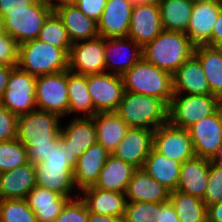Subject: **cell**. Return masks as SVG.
<instances>
[{
    "mask_svg": "<svg viewBox=\"0 0 222 222\" xmlns=\"http://www.w3.org/2000/svg\"><path fill=\"white\" fill-rule=\"evenodd\" d=\"M195 47L185 33L164 29L154 40L142 47V57L173 74L194 55Z\"/></svg>",
    "mask_w": 222,
    "mask_h": 222,
    "instance_id": "2",
    "label": "cell"
},
{
    "mask_svg": "<svg viewBox=\"0 0 222 222\" xmlns=\"http://www.w3.org/2000/svg\"><path fill=\"white\" fill-rule=\"evenodd\" d=\"M92 118L96 127L97 143L112 154L130 127L116 112L97 113Z\"/></svg>",
    "mask_w": 222,
    "mask_h": 222,
    "instance_id": "31",
    "label": "cell"
},
{
    "mask_svg": "<svg viewBox=\"0 0 222 222\" xmlns=\"http://www.w3.org/2000/svg\"><path fill=\"white\" fill-rule=\"evenodd\" d=\"M163 30L158 3L149 2L133 6L128 38L134 40L141 47H144Z\"/></svg>",
    "mask_w": 222,
    "mask_h": 222,
    "instance_id": "16",
    "label": "cell"
},
{
    "mask_svg": "<svg viewBox=\"0 0 222 222\" xmlns=\"http://www.w3.org/2000/svg\"><path fill=\"white\" fill-rule=\"evenodd\" d=\"M132 6L142 5L146 3H158L159 0H127Z\"/></svg>",
    "mask_w": 222,
    "mask_h": 222,
    "instance_id": "52",
    "label": "cell"
},
{
    "mask_svg": "<svg viewBox=\"0 0 222 222\" xmlns=\"http://www.w3.org/2000/svg\"><path fill=\"white\" fill-rule=\"evenodd\" d=\"M16 66H6L3 64H0V99L3 97L5 90L7 89V82L9 79V76L11 74V71Z\"/></svg>",
    "mask_w": 222,
    "mask_h": 222,
    "instance_id": "49",
    "label": "cell"
},
{
    "mask_svg": "<svg viewBox=\"0 0 222 222\" xmlns=\"http://www.w3.org/2000/svg\"><path fill=\"white\" fill-rule=\"evenodd\" d=\"M194 56L202 65L211 94L222 100V49L208 45H197Z\"/></svg>",
    "mask_w": 222,
    "mask_h": 222,
    "instance_id": "32",
    "label": "cell"
},
{
    "mask_svg": "<svg viewBox=\"0 0 222 222\" xmlns=\"http://www.w3.org/2000/svg\"><path fill=\"white\" fill-rule=\"evenodd\" d=\"M156 222H180L179 217L170 201L158 203Z\"/></svg>",
    "mask_w": 222,
    "mask_h": 222,
    "instance_id": "46",
    "label": "cell"
},
{
    "mask_svg": "<svg viewBox=\"0 0 222 222\" xmlns=\"http://www.w3.org/2000/svg\"><path fill=\"white\" fill-rule=\"evenodd\" d=\"M67 88L69 97L68 115L81 112L82 117L94 116V104L87 89V75L67 70Z\"/></svg>",
    "mask_w": 222,
    "mask_h": 222,
    "instance_id": "33",
    "label": "cell"
},
{
    "mask_svg": "<svg viewBox=\"0 0 222 222\" xmlns=\"http://www.w3.org/2000/svg\"><path fill=\"white\" fill-rule=\"evenodd\" d=\"M158 5L163 29L186 33L193 4L187 0H159Z\"/></svg>",
    "mask_w": 222,
    "mask_h": 222,
    "instance_id": "34",
    "label": "cell"
},
{
    "mask_svg": "<svg viewBox=\"0 0 222 222\" xmlns=\"http://www.w3.org/2000/svg\"><path fill=\"white\" fill-rule=\"evenodd\" d=\"M87 89L94 104V115L116 112L125 91L122 76L106 72L87 75Z\"/></svg>",
    "mask_w": 222,
    "mask_h": 222,
    "instance_id": "12",
    "label": "cell"
},
{
    "mask_svg": "<svg viewBox=\"0 0 222 222\" xmlns=\"http://www.w3.org/2000/svg\"><path fill=\"white\" fill-rule=\"evenodd\" d=\"M221 107V99L214 95L174 93L168 106V122L188 129L198 121L214 114Z\"/></svg>",
    "mask_w": 222,
    "mask_h": 222,
    "instance_id": "7",
    "label": "cell"
},
{
    "mask_svg": "<svg viewBox=\"0 0 222 222\" xmlns=\"http://www.w3.org/2000/svg\"><path fill=\"white\" fill-rule=\"evenodd\" d=\"M68 70L83 75L106 72L104 37L73 43L68 55Z\"/></svg>",
    "mask_w": 222,
    "mask_h": 222,
    "instance_id": "13",
    "label": "cell"
},
{
    "mask_svg": "<svg viewBox=\"0 0 222 222\" xmlns=\"http://www.w3.org/2000/svg\"><path fill=\"white\" fill-rule=\"evenodd\" d=\"M153 148L169 159L184 163L195 157L188 129H181L169 122L154 130Z\"/></svg>",
    "mask_w": 222,
    "mask_h": 222,
    "instance_id": "15",
    "label": "cell"
},
{
    "mask_svg": "<svg viewBox=\"0 0 222 222\" xmlns=\"http://www.w3.org/2000/svg\"><path fill=\"white\" fill-rule=\"evenodd\" d=\"M158 203L127 201L123 222H156Z\"/></svg>",
    "mask_w": 222,
    "mask_h": 222,
    "instance_id": "39",
    "label": "cell"
},
{
    "mask_svg": "<svg viewBox=\"0 0 222 222\" xmlns=\"http://www.w3.org/2000/svg\"><path fill=\"white\" fill-rule=\"evenodd\" d=\"M89 216L85 202L80 198L69 199L64 205L60 215L54 222H87Z\"/></svg>",
    "mask_w": 222,
    "mask_h": 222,
    "instance_id": "41",
    "label": "cell"
},
{
    "mask_svg": "<svg viewBox=\"0 0 222 222\" xmlns=\"http://www.w3.org/2000/svg\"><path fill=\"white\" fill-rule=\"evenodd\" d=\"M25 199L35 213L37 222H54L69 200L68 197L40 186H35Z\"/></svg>",
    "mask_w": 222,
    "mask_h": 222,
    "instance_id": "28",
    "label": "cell"
},
{
    "mask_svg": "<svg viewBox=\"0 0 222 222\" xmlns=\"http://www.w3.org/2000/svg\"><path fill=\"white\" fill-rule=\"evenodd\" d=\"M211 47L222 49V8L219 11L217 21L213 26Z\"/></svg>",
    "mask_w": 222,
    "mask_h": 222,
    "instance_id": "47",
    "label": "cell"
},
{
    "mask_svg": "<svg viewBox=\"0 0 222 222\" xmlns=\"http://www.w3.org/2000/svg\"><path fill=\"white\" fill-rule=\"evenodd\" d=\"M212 161L222 165V144H221V147L218 151V154L215 156V158Z\"/></svg>",
    "mask_w": 222,
    "mask_h": 222,
    "instance_id": "53",
    "label": "cell"
},
{
    "mask_svg": "<svg viewBox=\"0 0 222 222\" xmlns=\"http://www.w3.org/2000/svg\"><path fill=\"white\" fill-rule=\"evenodd\" d=\"M19 45L5 30L0 28V64L18 65Z\"/></svg>",
    "mask_w": 222,
    "mask_h": 222,
    "instance_id": "42",
    "label": "cell"
},
{
    "mask_svg": "<svg viewBox=\"0 0 222 222\" xmlns=\"http://www.w3.org/2000/svg\"><path fill=\"white\" fill-rule=\"evenodd\" d=\"M53 11L45 0H37L28 6L27 10L7 12L0 19V28L21 45L37 39L45 20Z\"/></svg>",
    "mask_w": 222,
    "mask_h": 222,
    "instance_id": "8",
    "label": "cell"
},
{
    "mask_svg": "<svg viewBox=\"0 0 222 222\" xmlns=\"http://www.w3.org/2000/svg\"><path fill=\"white\" fill-rule=\"evenodd\" d=\"M45 2L53 9H57L62 5L75 4L77 0H45Z\"/></svg>",
    "mask_w": 222,
    "mask_h": 222,
    "instance_id": "51",
    "label": "cell"
},
{
    "mask_svg": "<svg viewBox=\"0 0 222 222\" xmlns=\"http://www.w3.org/2000/svg\"><path fill=\"white\" fill-rule=\"evenodd\" d=\"M187 1H189V2L192 3V4H195V3H197V2H199V1H201V0H187Z\"/></svg>",
    "mask_w": 222,
    "mask_h": 222,
    "instance_id": "54",
    "label": "cell"
},
{
    "mask_svg": "<svg viewBox=\"0 0 222 222\" xmlns=\"http://www.w3.org/2000/svg\"><path fill=\"white\" fill-rule=\"evenodd\" d=\"M60 120L58 115L39 109L18 116L17 139L27 149L29 162L36 164L48 159L59 143Z\"/></svg>",
    "mask_w": 222,
    "mask_h": 222,
    "instance_id": "1",
    "label": "cell"
},
{
    "mask_svg": "<svg viewBox=\"0 0 222 222\" xmlns=\"http://www.w3.org/2000/svg\"><path fill=\"white\" fill-rule=\"evenodd\" d=\"M109 155L101 144L96 143L77 159L73 177L79 192L86 187L94 186Z\"/></svg>",
    "mask_w": 222,
    "mask_h": 222,
    "instance_id": "21",
    "label": "cell"
},
{
    "mask_svg": "<svg viewBox=\"0 0 222 222\" xmlns=\"http://www.w3.org/2000/svg\"><path fill=\"white\" fill-rule=\"evenodd\" d=\"M196 157L213 160L222 144V106L188 128Z\"/></svg>",
    "mask_w": 222,
    "mask_h": 222,
    "instance_id": "14",
    "label": "cell"
},
{
    "mask_svg": "<svg viewBox=\"0 0 222 222\" xmlns=\"http://www.w3.org/2000/svg\"><path fill=\"white\" fill-rule=\"evenodd\" d=\"M35 186V166L28 161L11 171L0 173V200L25 199Z\"/></svg>",
    "mask_w": 222,
    "mask_h": 222,
    "instance_id": "22",
    "label": "cell"
},
{
    "mask_svg": "<svg viewBox=\"0 0 222 222\" xmlns=\"http://www.w3.org/2000/svg\"><path fill=\"white\" fill-rule=\"evenodd\" d=\"M221 8L222 3L214 0H201L193 4L185 34L196 46L212 45V30Z\"/></svg>",
    "mask_w": 222,
    "mask_h": 222,
    "instance_id": "18",
    "label": "cell"
},
{
    "mask_svg": "<svg viewBox=\"0 0 222 222\" xmlns=\"http://www.w3.org/2000/svg\"><path fill=\"white\" fill-rule=\"evenodd\" d=\"M106 73L122 76L142 58V47L128 37L104 38Z\"/></svg>",
    "mask_w": 222,
    "mask_h": 222,
    "instance_id": "17",
    "label": "cell"
},
{
    "mask_svg": "<svg viewBox=\"0 0 222 222\" xmlns=\"http://www.w3.org/2000/svg\"><path fill=\"white\" fill-rule=\"evenodd\" d=\"M37 39L54 47L61 48L69 55L72 42L68 37L63 21L55 11L45 20Z\"/></svg>",
    "mask_w": 222,
    "mask_h": 222,
    "instance_id": "36",
    "label": "cell"
},
{
    "mask_svg": "<svg viewBox=\"0 0 222 222\" xmlns=\"http://www.w3.org/2000/svg\"><path fill=\"white\" fill-rule=\"evenodd\" d=\"M35 96L36 76L30 75L16 66L11 71L7 89L0 99V104L18 117L37 109Z\"/></svg>",
    "mask_w": 222,
    "mask_h": 222,
    "instance_id": "9",
    "label": "cell"
},
{
    "mask_svg": "<svg viewBox=\"0 0 222 222\" xmlns=\"http://www.w3.org/2000/svg\"><path fill=\"white\" fill-rule=\"evenodd\" d=\"M59 142L65 149L68 163L74 168L77 159L97 143L96 127L92 117L74 116L61 127Z\"/></svg>",
    "mask_w": 222,
    "mask_h": 222,
    "instance_id": "11",
    "label": "cell"
},
{
    "mask_svg": "<svg viewBox=\"0 0 222 222\" xmlns=\"http://www.w3.org/2000/svg\"><path fill=\"white\" fill-rule=\"evenodd\" d=\"M0 222H37L26 199L0 200Z\"/></svg>",
    "mask_w": 222,
    "mask_h": 222,
    "instance_id": "38",
    "label": "cell"
},
{
    "mask_svg": "<svg viewBox=\"0 0 222 222\" xmlns=\"http://www.w3.org/2000/svg\"><path fill=\"white\" fill-rule=\"evenodd\" d=\"M37 0H0V19L7 12H18L27 10V7Z\"/></svg>",
    "mask_w": 222,
    "mask_h": 222,
    "instance_id": "45",
    "label": "cell"
},
{
    "mask_svg": "<svg viewBox=\"0 0 222 222\" xmlns=\"http://www.w3.org/2000/svg\"><path fill=\"white\" fill-rule=\"evenodd\" d=\"M174 93L209 95L208 80L200 61L193 55L173 73Z\"/></svg>",
    "mask_w": 222,
    "mask_h": 222,
    "instance_id": "23",
    "label": "cell"
},
{
    "mask_svg": "<svg viewBox=\"0 0 222 222\" xmlns=\"http://www.w3.org/2000/svg\"><path fill=\"white\" fill-rule=\"evenodd\" d=\"M154 130L129 128L112 155L136 169L143 168L144 162L153 148Z\"/></svg>",
    "mask_w": 222,
    "mask_h": 222,
    "instance_id": "19",
    "label": "cell"
},
{
    "mask_svg": "<svg viewBox=\"0 0 222 222\" xmlns=\"http://www.w3.org/2000/svg\"><path fill=\"white\" fill-rule=\"evenodd\" d=\"M169 201L180 222H207V206L203 200L175 190L170 192Z\"/></svg>",
    "mask_w": 222,
    "mask_h": 222,
    "instance_id": "35",
    "label": "cell"
},
{
    "mask_svg": "<svg viewBox=\"0 0 222 222\" xmlns=\"http://www.w3.org/2000/svg\"><path fill=\"white\" fill-rule=\"evenodd\" d=\"M210 163V159L196 156L182 163L176 190L203 200L208 183Z\"/></svg>",
    "mask_w": 222,
    "mask_h": 222,
    "instance_id": "25",
    "label": "cell"
},
{
    "mask_svg": "<svg viewBox=\"0 0 222 222\" xmlns=\"http://www.w3.org/2000/svg\"><path fill=\"white\" fill-rule=\"evenodd\" d=\"M220 201H222V165L211 160L203 202L209 206Z\"/></svg>",
    "mask_w": 222,
    "mask_h": 222,
    "instance_id": "40",
    "label": "cell"
},
{
    "mask_svg": "<svg viewBox=\"0 0 222 222\" xmlns=\"http://www.w3.org/2000/svg\"><path fill=\"white\" fill-rule=\"evenodd\" d=\"M107 0H77L75 5L88 18L99 21L103 13Z\"/></svg>",
    "mask_w": 222,
    "mask_h": 222,
    "instance_id": "44",
    "label": "cell"
},
{
    "mask_svg": "<svg viewBox=\"0 0 222 222\" xmlns=\"http://www.w3.org/2000/svg\"><path fill=\"white\" fill-rule=\"evenodd\" d=\"M181 164L180 161L169 159L152 148L142 169L172 192L178 186Z\"/></svg>",
    "mask_w": 222,
    "mask_h": 222,
    "instance_id": "30",
    "label": "cell"
},
{
    "mask_svg": "<svg viewBox=\"0 0 222 222\" xmlns=\"http://www.w3.org/2000/svg\"><path fill=\"white\" fill-rule=\"evenodd\" d=\"M207 222H222V201L207 206Z\"/></svg>",
    "mask_w": 222,
    "mask_h": 222,
    "instance_id": "48",
    "label": "cell"
},
{
    "mask_svg": "<svg viewBox=\"0 0 222 222\" xmlns=\"http://www.w3.org/2000/svg\"><path fill=\"white\" fill-rule=\"evenodd\" d=\"M124 90L161 99L169 106L174 95L173 74L143 57L122 75Z\"/></svg>",
    "mask_w": 222,
    "mask_h": 222,
    "instance_id": "4",
    "label": "cell"
},
{
    "mask_svg": "<svg viewBox=\"0 0 222 222\" xmlns=\"http://www.w3.org/2000/svg\"><path fill=\"white\" fill-rule=\"evenodd\" d=\"M88 211L123 218L127 205L125 193L86 187L79 192Z\"/></svg>",
    "mask_w": 222,
    "mask_h": 222,
    "instance_id": "24",
    "label": "cell"
},
{
    "mask_svg": "<svg viewBox=\"0 0 222 222\" xmlns=\"http://www.w3.org/2000/svg\"><path fill=\"white\" fill-rule=\"evenodd\" d=\"M125 196L131 202L160 203L169 201L170 191L140 168L134 171Z\"/></svg>",
    "mask_w": 222,
    "mask_h": 222,
    "instance_id": "26",
    "label": "cell"
},
{
    "mask_svg": "<svg viewBox=\"0 0 222 222\" xmlns=\"http://www.w3.org/2000/svg\"><path fill=\"white\" fill-rule=\"evenodd\" d=\"M27 162V149L17 138L0 142V173L11 171Z\"/></svg>",
    "mask_w": 222,
    "mask_h": 222,
    "instance_id": "37",
    "label": "cell"
},
{
    "mask_svg": "<svg viewBox=\"0 0 222 222\" xmlns=\"http://www.w3.org/2000/svg\"><path fill=\"white\" fill-rule=\"evenodd\" d=\"M65 155V149L59 142L48 155V159L34 164L36 186L72 199L78 197L79 193L73 194L77 189L74 184V168L68 163Z\"/></svg>",
    "mask_w": 222,
    "mask_h": 222,
    "instance_id": "6",
    "label": "cell"
},
{
    "mask_svg": "<svg viewBox=\"0 0 222 222\" xmlns=\"http://www.w3.org/2000/svg\"><path fill=\"white\" fill-rule=\"evenodd\" d=\"M17 66L36 77L58 73L68 70V54L61 48L34 39L19 45Z\"/></svg>",
    "mask_w": 222,
    "mask_h": 222,
    "instance_id": "5",
    "label": "cell"
},
{
    "mask_svg": "<svg viewBox=\"0 0 222 222\" xmlns=\"http://www.w3.org/2000/svg\"><path fill=\"white\" fill-rule=\"evenodd\" d=\"M87 222H123V218L89 212Z\"/></svg>",
    "mask_w": 222,
    "mask_h": 222,
    "instance_id": "50",
    "label": "cell"
},
{
    "mask_svg": "<svg viewBox=\"0 0 222 222\" xmlns=\"http://www.w3.org/2000/svg\"><path fill=\"white\" fill-rule=\"evenodd\" d=\"M133 6L127 0H107L97 22L100 37H127Z\"/></svg>",
    "mask_w": 222,
    "mask_h": 222,
    "instance_id": "20",
    "label": "cell"
},
{
    "mask_svg": "<svg viewBox=\"0 0 222 222\" xmlns=\"http://www.w3.org/2000/svg\"><path fill=\"white\" fill-rule=\"evenodd\" d=\"M135 170L130 164L110 154L94 187L125 193Z\"/></svg>",
    "mask_w": 222,
    "mask_h": 222,
    "instance_id": "29",
    "label": "cell"
},
{
    "mask_svg": "<svg viewBox=\"0 0 222 222\" xmlns=\"http://www.w3.org/2000/svg\"><path fill=\"white\" fill-rule=\"evenodd\" d=\"M116 113L130 128L156 130L168 122V106L159 98L124 91Z\"/></svg>",
    "mask_w": 222,
    "mask_h": 222,
    "instance_id": "3",
    "label": "cell"
},
{
    "mask_svg": "<svg viewBox=\"0 0 222 222\" xmlns=\"http://www.w3.org/2000/svg\"><path fill=\"white\" fill-rule=\"evenodd\" d=\"M54 11L63 21L72 44L99 37L97 22L88 18L75 4L62 5Z\"/></svg>",
    "mask_w": 222,
    "mask_h": 222,
    "instance_id": "27",
    "label": "cell"
},
{
    "mask_svg": "<svg viewBox=\"0 0 222 222\" xmlns=\"http://www.w3.org/2000/svg\"><path fill=\"white\" fill-rule=\"evenodd\" d=\"M36 107L58 115H68L67 70L36 77Z\"/></svg>",
    "mask_w": 222,
    "mask_h": 222,
    "instance_id": "10",
    "label": "cell"
},
{
    "mask_svg": "<svg viewBox=\"0 0 222 222\" xmlns=\"http://www.w3.org/2000/svg\"><path fill=\"white\" fill-rule=\"evenodd\" d=\"M17 118L0 104V142L17 138Z\"/></svg>",
    "mask_w": 222,
    "mask_h": 222,
    "instance_id": "43",
    "label": "cell"
}]
</instances>
